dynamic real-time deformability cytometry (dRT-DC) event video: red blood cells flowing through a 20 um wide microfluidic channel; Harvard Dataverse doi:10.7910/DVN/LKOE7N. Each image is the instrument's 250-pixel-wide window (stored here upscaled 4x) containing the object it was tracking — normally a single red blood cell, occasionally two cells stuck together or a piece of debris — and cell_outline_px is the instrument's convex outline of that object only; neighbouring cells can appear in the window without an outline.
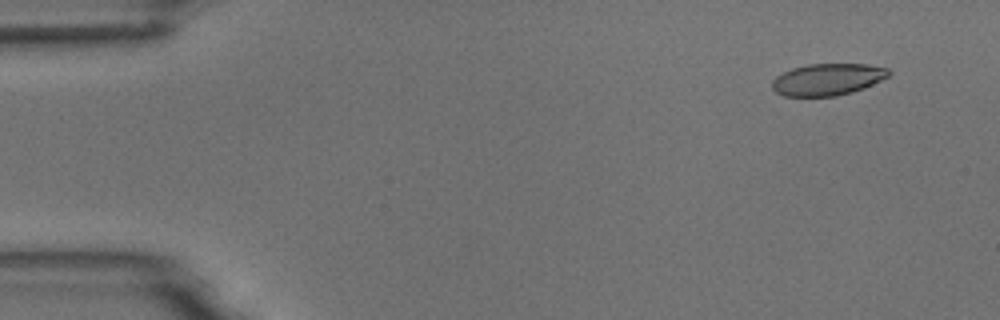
{"species": "common noctule bat (a hibernating species)", "species_latin": "Nyctalus noctula", "temperature_condition": "room temperature", "stored_images_in_passage": 10, "camera_frame_rate_fps": 3000, "um_per_image_px": 0.085, "animal": {"sex": "male", "body_mass_g": 18.8}, "frame": {"image": 1, "passage_image": 1, "time_ms": 0.0, "image_size_px": [1000, 320], "cell_outline_px": [[892, 72], [888, 76], [864, 88], [852, 92], [836, 96], [784, 96], [776, 92], [772, 88], [772, 80], [776, 76], [792, 68], [808, 64], [868, 64], [888, 68]], "centroid_in_image_um": [70.34, 6.75], "position_along_channel_um": 14.7, "area_um2": 21.62}}
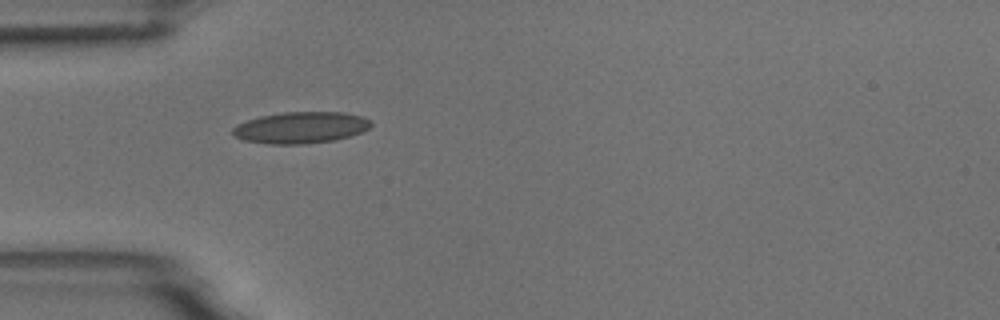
{"frame": {"image": 2, "passage_image": 4, "time_ms": 4.0, "image_size_px": [1000, 320], "cell_outline_px": [[372, 124], [368, 128], [360, 132], [348, 136], [332, 140], [308, 144], [268, 144], [244, 140], [232, 136], [232, 128], [236, 124], [260, 116], [284, 112], [344, 112], [360, 116], [368, 120]], "centroid_in_image_um": [25.5, 10.85], "position_along_channel_um": 59.5, "area_um2": 25.26}}